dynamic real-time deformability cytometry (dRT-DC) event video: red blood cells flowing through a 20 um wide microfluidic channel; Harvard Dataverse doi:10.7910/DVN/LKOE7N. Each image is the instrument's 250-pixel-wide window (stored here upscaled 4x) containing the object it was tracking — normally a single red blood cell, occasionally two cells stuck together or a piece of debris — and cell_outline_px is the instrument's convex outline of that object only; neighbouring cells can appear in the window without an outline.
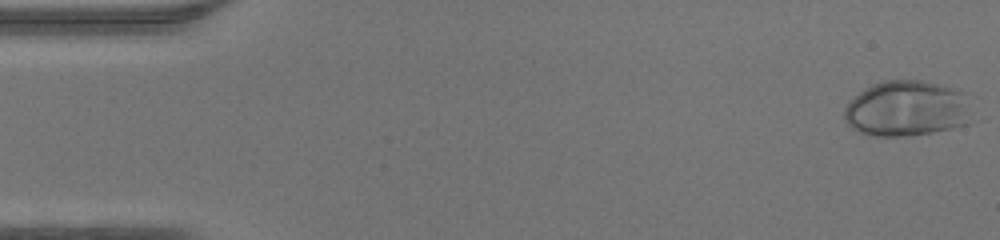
{"species": "human", "species_latin": "Homo sapiens", "temperature_condition": "warm", "stored_images_in_passage": 46, "camera_frame_rate_fps": 3000, "um_per_image_px": 0.085, "donor": {"sex": "male"}, "frame": {"image": 1, "passage_image": 1, "time_ms": 0.0, "image_size_px": [1000, 240], "cell_outline_px": [[976, 120], [972, 124], [932, 132], [908, 136], [872, 136], [860, 132], [852, 128], [844, 120], [844, 108], [848, 100], [864, 88], [872, 84], [884, 80], [924, 80], [952, 88], [964, 92]], "centroid_in_image_um": [77.11, 9.24], "position_along_channel_um": 7.9, "area_um2": 42.37}}
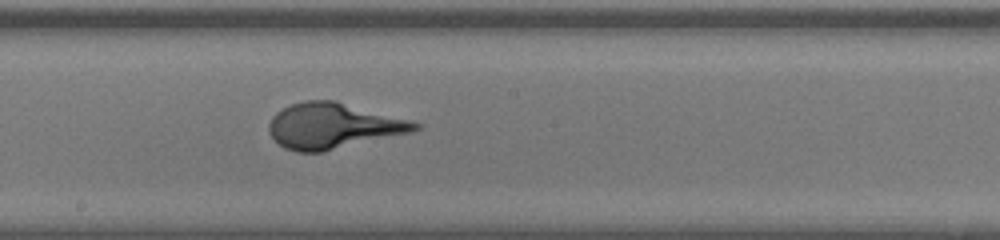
{"frame": {"image": 2, "passage_image": 25, "time_ms": 8.0, "image_size_px": [1000, 240], "cell_outline_px": [[424, 124], [420, 128], [412, 132], [320, 152], [296, 152], [284, 148], [268, 132], [268, 124], [272, 116], [276, 112], [292, 104], [304, 100], [336, 100]], "centroid_in_image_um": [28.31, 10.69], "position_along_channel_um": 219.9, "area_um2": 38.67}}
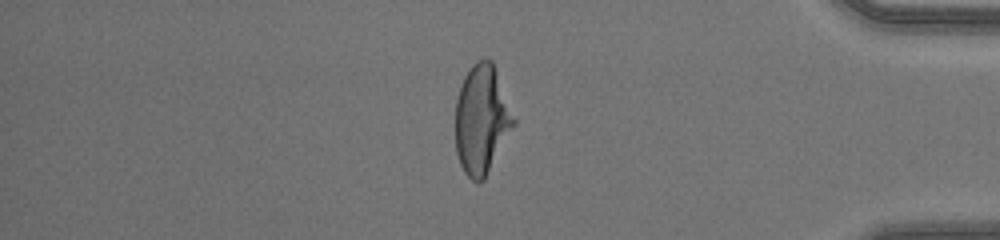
{"frame": {"image": 3, "passage_image": 39, "time_ms": 12.667, "image_size_px": [1000, 240], "cell_outline_px": [[516, 124], [484, 180], [472, 180], [464, 172], [460, 164], [456, 152], [456, 100], [460, 84], [464, 76], [472, 64], [476, 60], [484, 56], [488, 56], [492, 60], [516, 120]], "centroid_in_image_um": [40.95, 10.12], "position_along_channel_um": 394.2, "area_um2": 37.28}}